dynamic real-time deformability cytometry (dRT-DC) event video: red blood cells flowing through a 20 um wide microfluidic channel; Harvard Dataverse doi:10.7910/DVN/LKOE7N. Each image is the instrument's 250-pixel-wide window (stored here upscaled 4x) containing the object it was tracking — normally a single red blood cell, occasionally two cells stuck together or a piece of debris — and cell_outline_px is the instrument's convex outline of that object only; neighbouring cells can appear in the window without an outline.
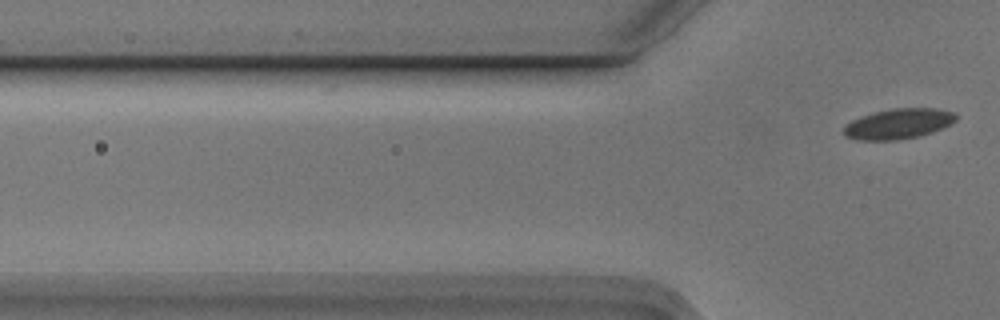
{"species": "Egyptian fruit bat (a non-hibernating species)", "species_latin": "Rousettus aegyptiacus", "temperature_condition": "cold", "stored_images_in_passage": 6, "camera_frame_rate_fps": 3000, "um_per_image_px": 0.085, "animal": {"sex": "male"}, "frame": {"image": 1, "passage_image": 6, "time_ms": 1.667, "image_size_px": [1000, 320], "cell_outline_px": [[956, 120], [932, 132], [920, 136], [900, 140], [860, 140], [844, 136], [844, 128], [852, 120], [876, 112], [892, 108], [936, 108], [952, 112], [956, 116]], "centroid_in_image_um": [76.36, 10.53], "position_along_channel_um": 49.4, "area_um2": 19.48}}